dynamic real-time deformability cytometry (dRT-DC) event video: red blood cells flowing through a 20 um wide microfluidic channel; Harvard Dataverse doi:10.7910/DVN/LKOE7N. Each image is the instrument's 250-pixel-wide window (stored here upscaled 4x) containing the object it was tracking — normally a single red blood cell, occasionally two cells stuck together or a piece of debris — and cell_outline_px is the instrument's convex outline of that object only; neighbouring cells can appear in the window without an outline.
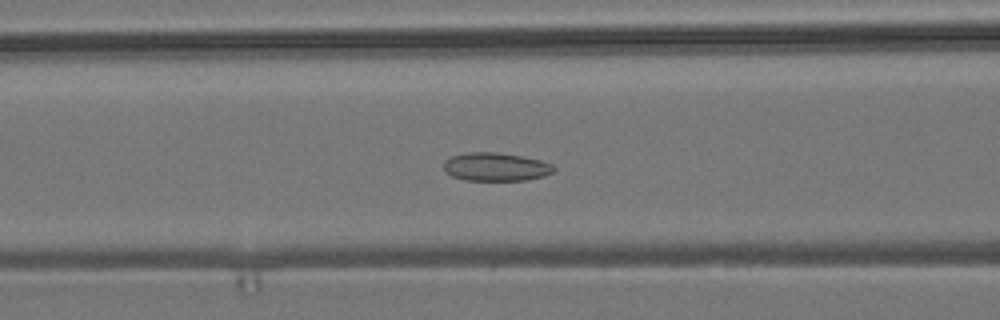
{"species": "common noctule bat (a hibernating species)", "species_latin": "Nyctalus noctula", "temperature_condition": "room temperature", "stored_images_in_passage": 51, "camera_frame_rate_fps": 3000, "um_per_image_px": 0.085, "animal": {"sex": "male", "body_mass_g": 19.2, "forearm_length_mm": 51.8}, "frame": {"image": 1, "passage_image": 17, "time_ms": 5.333, "image_size_px": [1000, 320], "cell_outline_px": [[556, 168], [552, 172], [544, 176], [524, 180], [464, 180], [452, 176], [444, 172], [444, 160], [452, 156], [468, 152], [496, 152], [520, 156], [540, 160], [552, 164]], "centroid_in_image_um": [42.11, 14.18], "position_along_channel_um": 124.5, "area_um2": 18.15}}
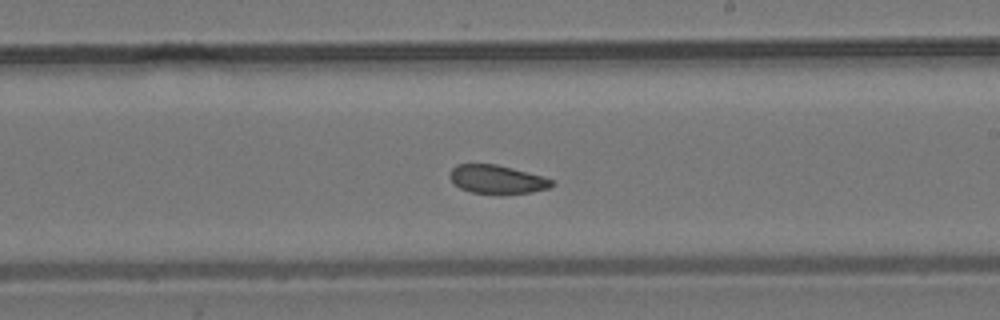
{"frame": {"image": 2, "passage_image": 27, "time_ms": 8.667, "image_size_px": [1000, 320], "cell_outline_px": [[556, 184], [548, 188], [532, 192], [504, 196], [500, 196], [472, 192], [460, 188], [448, 176], [452, 168], [456, 164], [496, 164], [544, 176], [552, 180]], "centroid_in_image_um": [42.27, 15.28], "position_along_channel_um": 246.7, "area_um2": 17.46}}
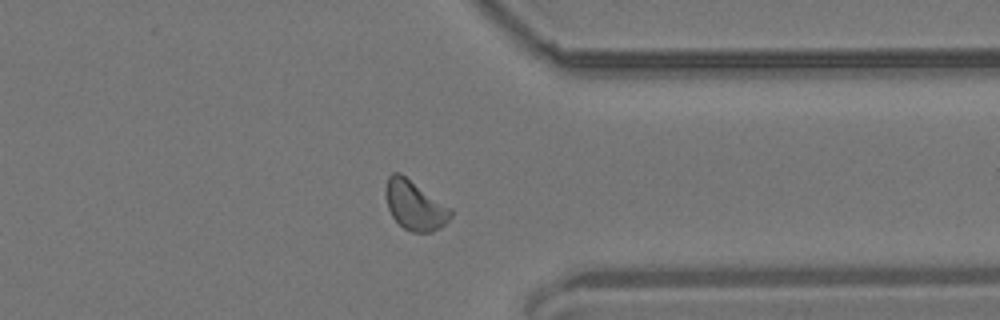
{"frame": {"image": 3, "passage_image": 38, "time_ms": 12.333, "image_size_px": [1000, 320], "cell_outline_px": [[452, 216], [440, 228], [432, 232], [412, 232], [404, 228], [392, 216], [388, 208], [384, 192], [384, 188], [388, 176], [392, 172], [400, 172], [452, 208]], "centroid_in_image_um": [35.24, 17.43], "position_along_channel_um": 376.2, "area_um2": 18.9}, "authors_computed_cell_mechanics": {"area_um2": 18.1492, "velocity_mm_per_s": 3.6792, "shape_relaxation_time_tau1_ms": 8.9595, "shape_relaxation_time_tau2_ms": 2.4911, "deformation_change_tau1": 0.1, "deformation_change_tau2": 0.0644}}